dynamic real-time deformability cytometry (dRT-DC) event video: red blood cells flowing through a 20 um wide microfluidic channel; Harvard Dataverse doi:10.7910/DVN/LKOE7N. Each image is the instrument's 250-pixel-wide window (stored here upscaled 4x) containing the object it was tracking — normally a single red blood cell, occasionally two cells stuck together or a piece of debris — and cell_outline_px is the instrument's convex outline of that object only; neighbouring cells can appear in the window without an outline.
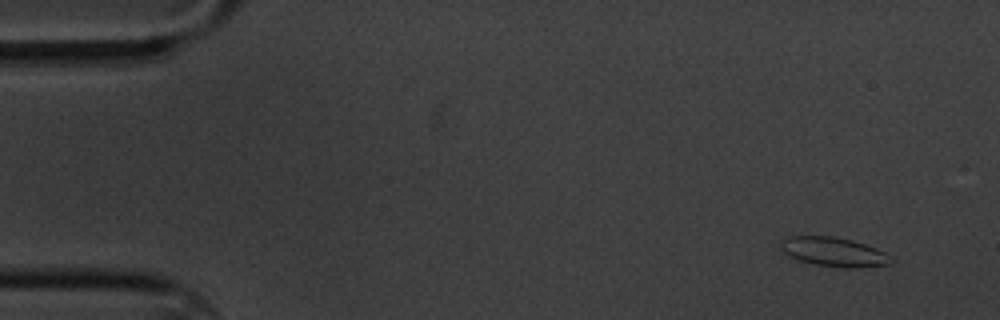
{"species": "common noctule bat (a hibernating species)", "species_latin": "Nyctalus noctula", "temperature_condition": "cold", "stored_images_in_passage": 60, "camera_frame_rate_fps": 3000, "um_per_image_px": 0.085, "animal": {"sex": "male", "body_mass_g": 20.1, "forearm_length_mm": 53.5}, "frame": {"image": 1, "passage_image": 5, "time_ms": 1.333, "image_size_px": [1000, 320], "cell_outline_px": [[892, 260], [888, 264], [852, 268], [844, 268], [812, 264], [788, 256], [780, 248], [780, 240], [788, 236], [836, 236], [852, 240], [876, 248], [892, 256]], "centroid_in_image_um": [70.83, 21.4], "position_along_channel_um": 14.2, "area_um2": 18.84}}
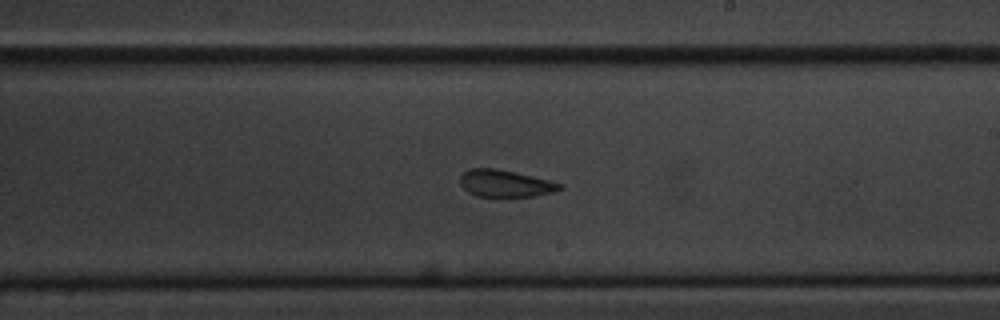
{"frame": {"image": 2, "passage_image": 35, "time_ms": 11.333, "image_size_px": [1000, 320], "cell_outline_px": [[564, 188], [556, 192], [536, 196], [476, 196], [468, 192], [460, 184], [460, 176], [464, 172], [472, 168], [496, 168], [548, 180], [564, 184]], "centroid_in_image_um": [42.98, 15.6], "position_along_channel_um": 246.0, "area_um2": 15.66}}
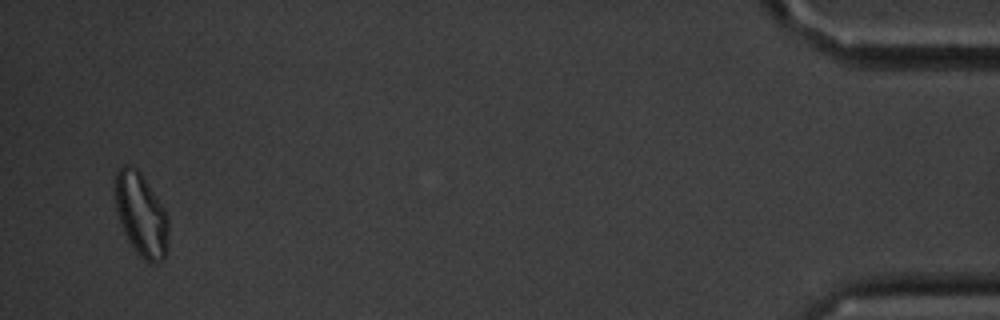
{"frame": {"image": 3, "passage_image": 58, "time_ms": 19.0, "image_size_px": [1000, 320], "cell_outline_px": [[168, 252], [164, 260], [156, 264], [148, 264], [136, 252], [128, 240], [124, 232], [116, 212], [116, 172], [124, 164], [132, 164], [140, 172], [164, 208], [168, 216]], "centroid_in_image_um": [12.03, 18.3], "position_along_channel_um": 423.2, "area_um2": 26.07}, "authors_computed_cell_mechanics": {"area_um2": 17.918, "velocity_mm_per_s": 3.3807, "shape_relaxation_time_tau1_ms": 4.7034, "shape_relaxation_time_tau2_ms": 2.4567, "deformation_change_tau1": 0.1118, "deformation_change_tau2": 0.0816}}